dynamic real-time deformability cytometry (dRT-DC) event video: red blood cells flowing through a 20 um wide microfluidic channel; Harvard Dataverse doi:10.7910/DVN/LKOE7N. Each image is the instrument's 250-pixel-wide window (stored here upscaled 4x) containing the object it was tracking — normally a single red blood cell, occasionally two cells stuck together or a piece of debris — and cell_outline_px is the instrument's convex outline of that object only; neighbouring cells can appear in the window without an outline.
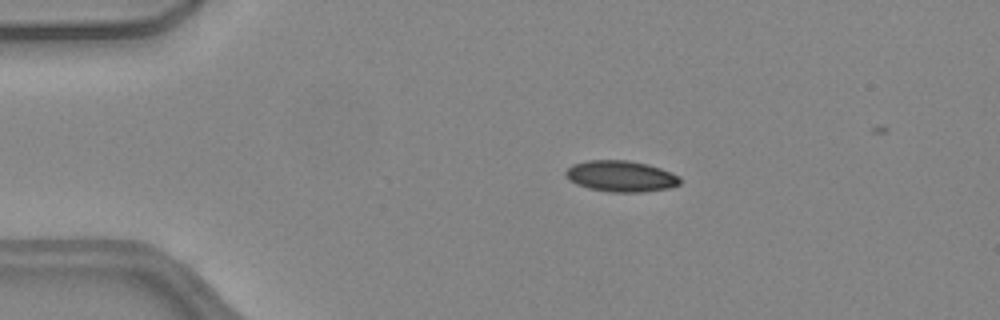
{"species": "common noctule bat (a hibernating species)", "species_latin": "Nyctalus noctula", "temperature_condition": "warm", "stored_images_in_passage": 47, "camera_frame_rate_fps": 3000, "um_per_image_px": 0.085, "animal": {"sex": "female", "body_mass_g": 24.6, "forearm_length_mm": 56.2}, "frame": {"image": 1, "passage_image": 11, "time_ms": 3.333, "image_size_px": [1000, 320], "cell_outline_px": [[680, 184], [668, 188], [644, 192], [608, 192], [588, 188], [576, 184], [568, 180], [564, 172], [572, 164], [588, 160], [628, 160], [648, 164], [672, 172], [680, 176]], "centroid_in_image_um": [52.77, 14.98], "position_along_channel_um": 32.2, "area_um2": 20.92}}
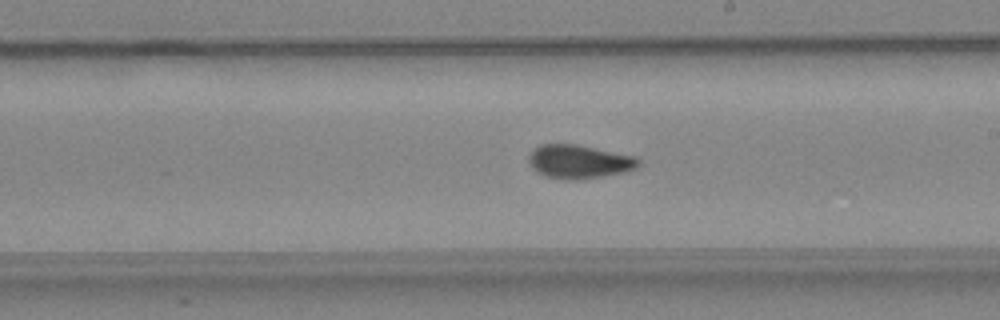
{"frame": {"image": 2, "passage_image": 30, "time_ms": 9.667, "image_size_px": [1000, 320], "cell_outline_px": [[640, 164], [636, 168], [628, 172], [580, 180], [568, 180], [544, 176], [536, 172], [528, 164], [528, 156], [540, 144], [576, 144], [636, 156], [640, 160]], "centroid_in_image_um": [49.24, 13.75], "position_along_channel_um": 239.8, "area_um2": 21.85}}
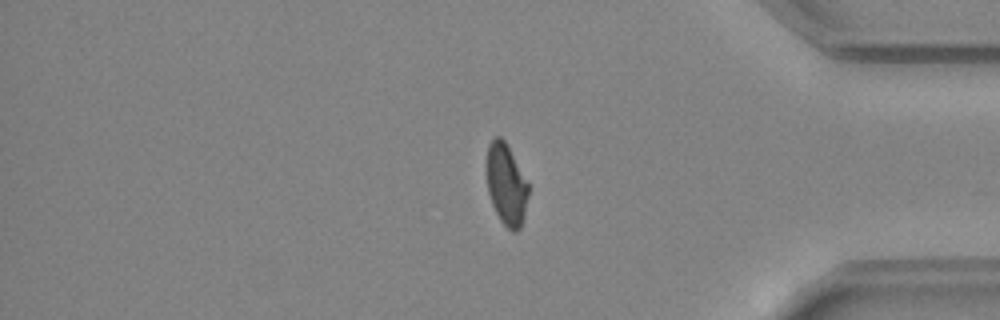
{"frame": {"image": 3, "passage_image": 43, "time_ms": 14.0, "image_size_px": [1000, 320], "cell_outline_px": [[528, 196], [524, 216], [520, 228], [516, 232], [512, 232], [500, 220], [492, 204], [488, 192], [484, 172], [484, 164], [488, 144], [496, 136], [500, 136], [508, 144], [528, 184]], "centroid_in_image_um": [42.98, 15.63], "position_along_channel_um": 392.2, "area_um2": 20.29}}